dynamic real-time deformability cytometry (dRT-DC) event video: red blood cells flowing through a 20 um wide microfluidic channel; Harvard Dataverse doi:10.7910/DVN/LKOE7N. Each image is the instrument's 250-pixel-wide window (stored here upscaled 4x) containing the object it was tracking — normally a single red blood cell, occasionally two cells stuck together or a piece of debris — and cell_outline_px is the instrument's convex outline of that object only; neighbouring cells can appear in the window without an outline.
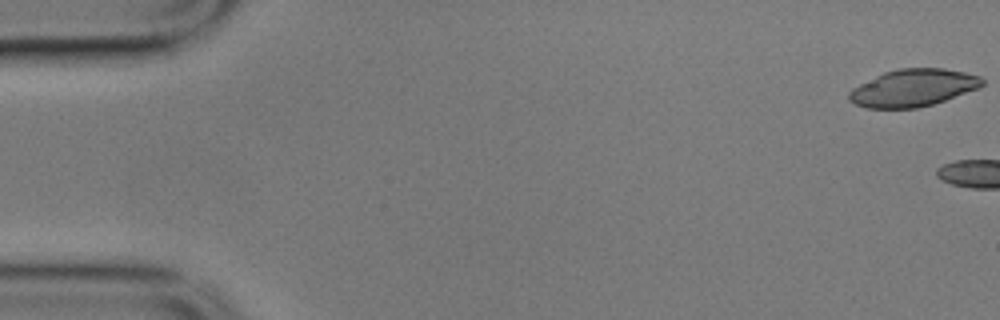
{"species": "common noctule bat (a hibernating species)", "species_latin": "Nyctalus noctula", "temperature_condition": "cold", "stored_images_in_passage": 4, "camera_frame_rate_fps": 3000, "um_per_image_px": 0.085, "animal": {"sex": "male", "body_mass_g": 17.9}, "frame": {"image": 1, "passage_image": 1, "time_ms": 0.0, "image_size_px": [1000, 320], "cell_outline_px": [[984, 84], [980, 88], [932, 104], [916, 108], [868, 108], [856, 104], [848, 100], [848, 92], [852, 88], [884, 72], [896, 68], [944, 68], [964, 72], [980, 76], [984, 80]], "centroid_in_image_um": [77.62, 7.46], "position_along_channel_um": 7.4, "area_um2": 28.9}}